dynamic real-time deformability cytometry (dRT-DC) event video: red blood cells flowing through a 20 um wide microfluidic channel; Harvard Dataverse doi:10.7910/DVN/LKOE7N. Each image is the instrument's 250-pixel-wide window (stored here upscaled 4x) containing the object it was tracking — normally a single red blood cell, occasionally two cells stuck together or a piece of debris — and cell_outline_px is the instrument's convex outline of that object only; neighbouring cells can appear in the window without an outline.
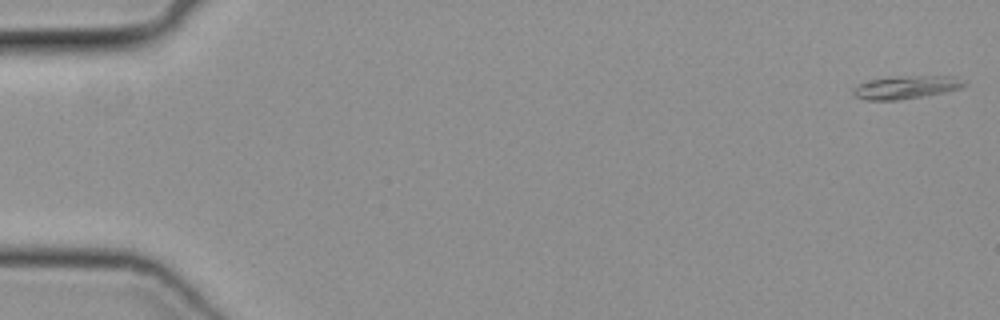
{"species": "common noctule bat (a hibernating species)", "species_latin": "Nyctalus noctula", "temperature_condition": "cold", "stored_images_in_passage": 13, "camera_frame_rate_fps": 3000, "um_per_image_px": 0.085, "animal": {"sex": "female", "body_mass_g": 19.3, "forearm_length_mm": 54.1}, "frame": {"image": 1, "passage_image": 1, "time_ms": 0.0, "image_size_px": [1000, 320], "cell_outline_px": [[968, 84], [960, 88], [944, 92], [924, 96], [900, 100], [864, 100], [852, 96], [852, 88], [860, 84], [872, 80], [900, 76], [956, 76], [968, 80]], "centroid_in_image_um": [77.06, 7.42], "position_along_channel_um": 7.9, "area_um2": 15.09}}
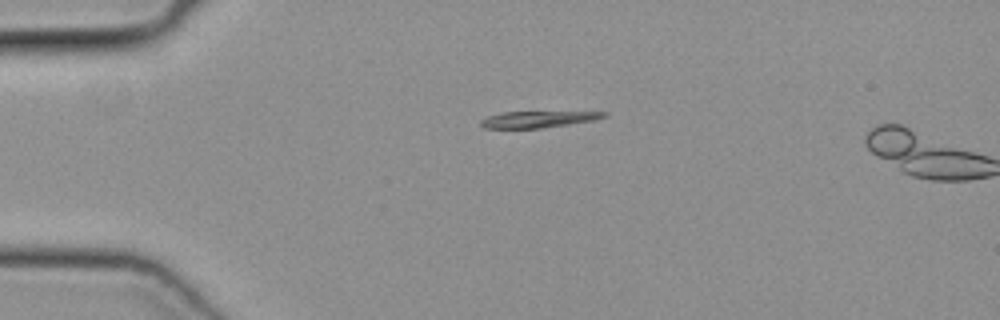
{"frame": {"image": 2, "passage_image": 12, "time_ms": 3.667, "image_size_px": [1000, 320], "cell_outline_px": [[608, 116], [596, 120], [544, 128], [484, 128], [480, 124], [480, 120], [488, 116], [500, 112], [608, 112]], "centroid_in_image_um": [45.74, 10.14], "position_along_channel_um": 39.3, "area_um2": 11.85}}